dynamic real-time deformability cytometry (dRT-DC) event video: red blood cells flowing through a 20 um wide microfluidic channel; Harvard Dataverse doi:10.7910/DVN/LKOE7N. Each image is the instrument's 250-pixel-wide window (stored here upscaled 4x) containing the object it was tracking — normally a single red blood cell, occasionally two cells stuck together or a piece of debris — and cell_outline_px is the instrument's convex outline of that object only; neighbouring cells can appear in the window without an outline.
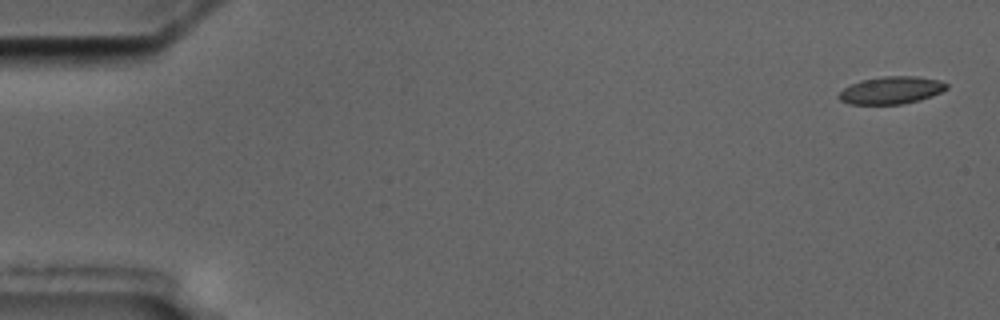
{"species": "common noctule bat (a hibernating species)", "species_latin": "Nyctalus noctula", "temperature_condition": "cold", "stored_images_in_passage": 6, "camera_frame_rate_fps": 3000, "um_per_image_px": 0.085, "animal": {"sex": "male", "body_mass_g": 17.5, "forearm_length_mm": 52.3}, "frame": {"image": 1, "passage_image": 1, "time_ms": 0.0, "image_size_px": [1000, 320], "cell_outline_px": [[948, 88], [932, 96], [920, 100], [900, 104], [852, 104], [840, 100], [836, 96], [844, 88], [860, 80], [884, 76], [916, 76], [940, 80], [948, 84]], "centroid_in_image_um": [75.76, 7.66], "position_along_channel_um": 9.2, "area_um2": 17.22}}
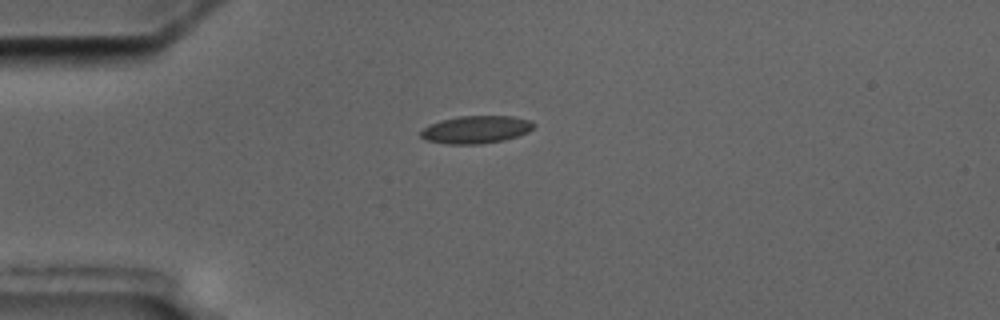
{"frame": {"image": 2, "passage_image": 4, "time_ms": 4.333, "image_size_px": [1000, 320], "cell_outline_px": [[536, 124], [528, 132], [504, 140], [480, 144], [448, 144], [428, 140], [420, 136], [420, 132], [424, 128], [440, 120], [460, 116], [512, 116], [532, 120]], "centroid_in_image_um": [40.5, 11.0], "position_along_channel_um": 44.5, "area_um2": 18.09}}
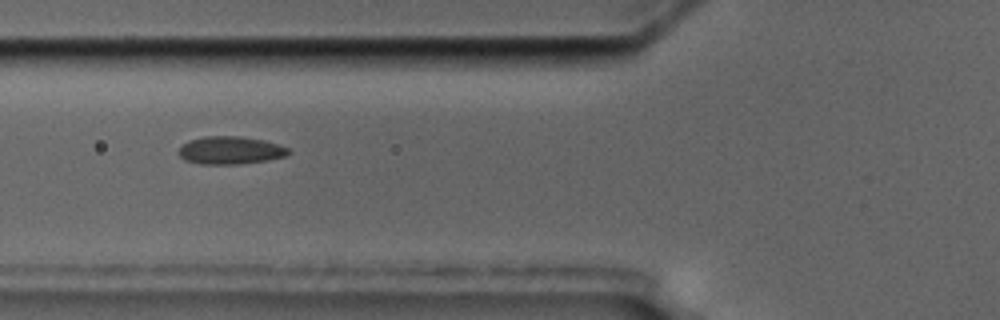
{"frame": {"image": 3, "passage_image": 6, "time_ms": 6.667, "image_size_px": [1000, 320], "cell_outline_px": [[292, 152], [284, 156], [268, 160], [240, 164], [200, 164], [184, 160], [180, 156], [180, 148], [188, 140], [204, 136], [240, 136], [264, 140], [288, 148]], "centroid_in_image_um": [19.58, 12.78], "position_along_channel_um": 106.2, "area_um2": 17.74}}